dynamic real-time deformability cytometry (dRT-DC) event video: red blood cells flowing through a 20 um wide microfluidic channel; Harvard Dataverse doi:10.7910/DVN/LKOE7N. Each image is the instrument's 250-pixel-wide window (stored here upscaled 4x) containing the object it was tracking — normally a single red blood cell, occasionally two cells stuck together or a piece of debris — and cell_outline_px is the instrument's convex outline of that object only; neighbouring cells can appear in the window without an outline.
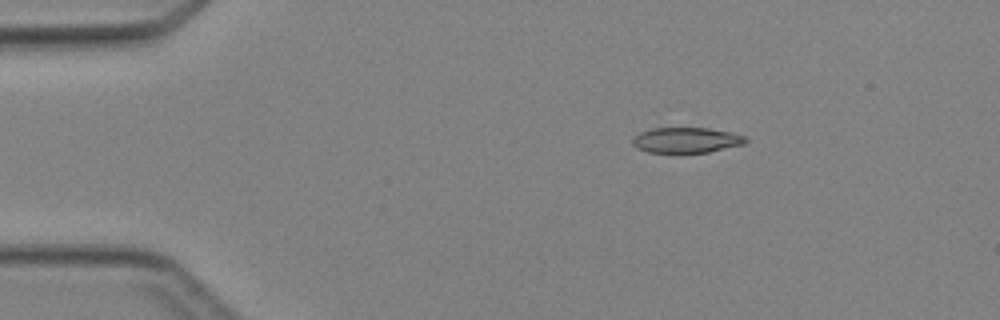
{"species": "Egyptian fruit bat (a non-hibernating species)", "species_latin": "Rousettus aegyptiacus", "temperature_condition": "cold", "stored_images_in_passage": 4, "camera_frame_rate_fps": 3000, "um_per_image_px": 0.085, "animal": {"sex": "female"}, "frame": {"image": 1, "passage_image": 1, "time_ms": 0.0, "image_size_px": [1000, 320], "cell_outline_px": [[748, 140], [744, 144], [708, 152], [648, 152], [636, 148], [632, 144], [632, 140], [640, 132], [652, 128], [708, 128], [732, 132], [744, 136]], "centroid_in_image_um": [58.34, 11.9], "position_along_channel_um": 26.7, "area_um2": 16.65}}
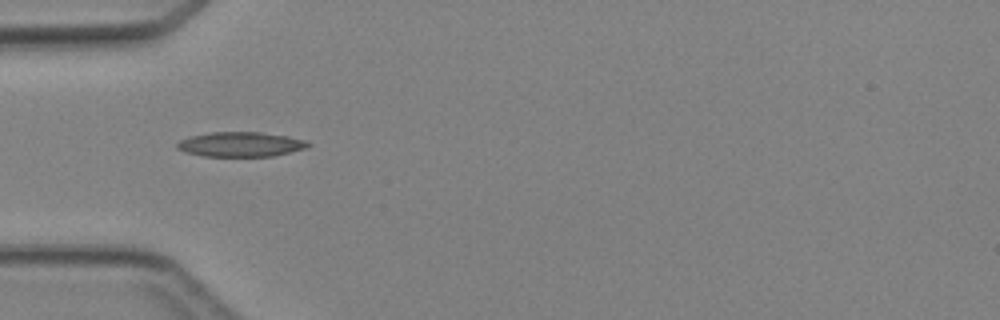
{"frame": {"image": 2, "passage_image": 3, "time_ms": 2.333, "image_size_px": [1000, 320], "cell_outline_px": [[312, 144], [304, 148], [272, 156], [204, 156], [184, 152], [176, 148], [176, 144], [180, 140], [192, 136], [212, 132], [260, 132], [288, 136], [308, 140]], "centroid_in_image_um": [20.45, 12.26], "position_along_channel_um": 64.5, "area_um2": 18.79}}
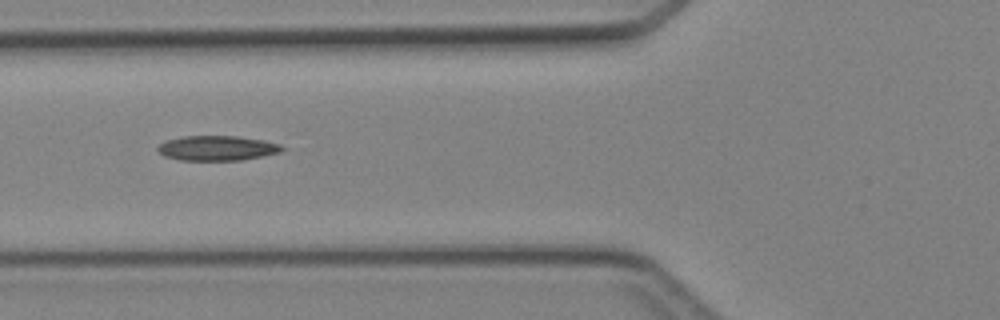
{"frame": {"image": 3, "passage_image": 4, "time_ms": 3.333, "image_size_px": [1000, 320], "cell_outline_px": [[284, 148], [280, 152], [240, 160], [180, 160], [164, 156], [156, 148], [164, 140], [184, 136], [236, 136], [264, 140], [280, 144]], "centroid_in_image_um": [18.42, 12.58], "position_along_channel_um": 107.4, "area_um2": 17.92}}